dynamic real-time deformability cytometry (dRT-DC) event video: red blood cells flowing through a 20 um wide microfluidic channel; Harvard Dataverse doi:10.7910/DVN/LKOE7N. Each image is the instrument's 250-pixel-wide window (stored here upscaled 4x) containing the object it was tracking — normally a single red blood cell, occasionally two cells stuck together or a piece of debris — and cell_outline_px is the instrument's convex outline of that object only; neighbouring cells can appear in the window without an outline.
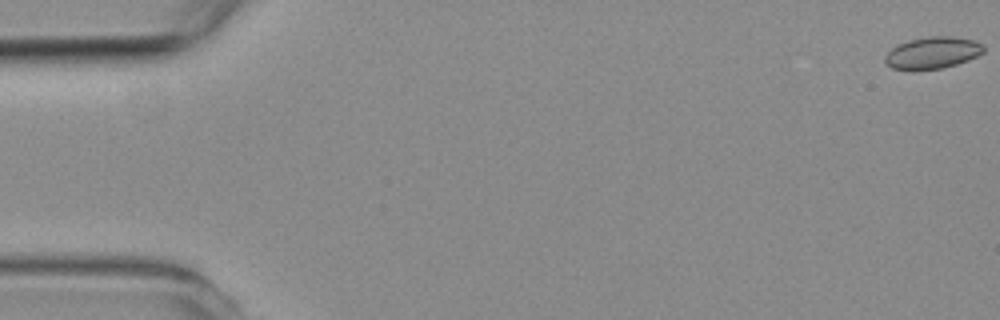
{"species": "common noctule bat (a hibernating species)", "species_latin": "Nyctalus noctula", "temperature_condition": "room temperature", "stored_images_in_passage": 14, "camera_frame_rate_fps": 3000, "um_per_image_px": 0.085, "animal": {"sex": "female", "body_mass_g": 19.3, "forearm_length_mm": 54.1}, "frame": {"image": 1, "passage_image": 1, "time_ms": 0.0, "image_size_px": [1000, 320], "cell_outline_px": [[984, 52], [968, 60], [956, 64], [940, 68], [912, 72], [892, 68], [884, 60], [884, 56], [896, 44], [908, 40], [928, 36], [948, 36], [972, 40], [984, 44]], "centroid_in_image_um": [79.22, 4.5], "position_along_channel_um": 5.8, "area_um2": 18.55}}